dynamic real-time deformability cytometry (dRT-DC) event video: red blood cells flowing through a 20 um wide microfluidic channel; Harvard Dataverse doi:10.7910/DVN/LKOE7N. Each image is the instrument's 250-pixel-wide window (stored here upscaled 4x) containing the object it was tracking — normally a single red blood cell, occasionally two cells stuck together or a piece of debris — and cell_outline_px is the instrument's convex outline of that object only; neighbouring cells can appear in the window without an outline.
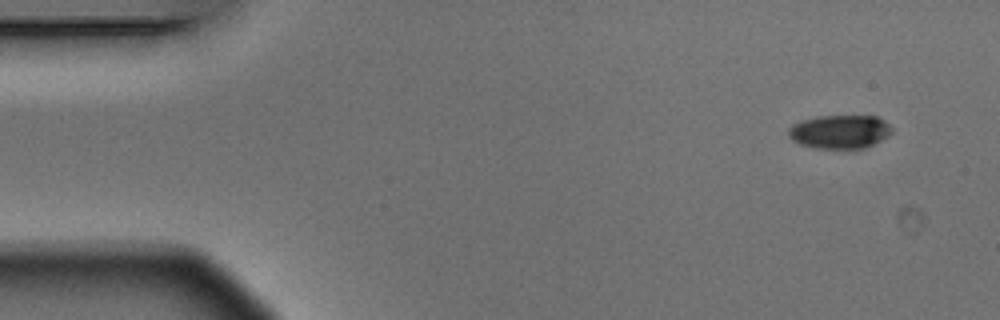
{"species": "Egyptian fruit bat (a non-hibernating species)", "species_latin": "Rousettus aegyptiacus", "temperature_condition": "warm", "stored_images_in_passage": 5, "camera_frame_rate_fps": 3000, "um_per_image_px": 0.085, "animal": {"sex": "male"}, "frame": {"image": 1, "passage_image": 1, "time_ms": 0.0, "image_size_px": [1000, 320], "cell_outline_px": [[892, 132], [888, 136], [864, 148], [816, 148], [800, 144], [792, 140], [788, 136], [788, 128], [792, 124], [800, 120], [820, 116], [876, 116], [884, 120], [892, 128]], "centroid_in_image_um": [71.35, 11.19], "position_along_channel_um": 13.6, "area_um2": 20.23}}
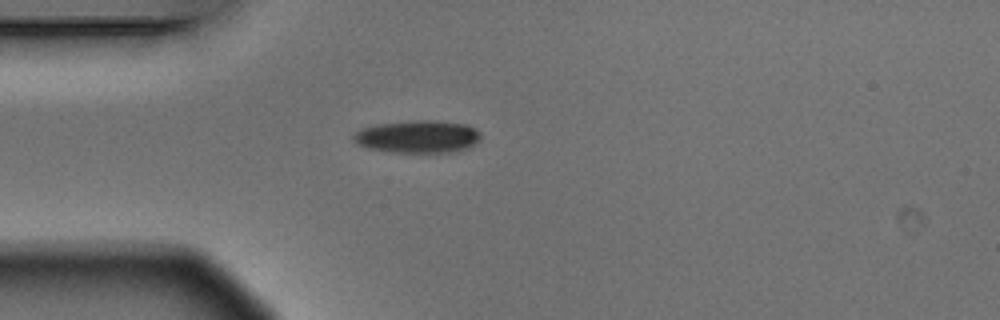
{"frame": {"image": 2, "passage_image": 4, "time_ms": 1.0, "image_size_px": [1000, 320], "cell_outline_px": [[480, 140], [476, 144], [468, 148], [456, 152], [392, 152], [372, 148], [356, 144], [352, 140], [352, 136], [360, 128], [380, 124], [416, 120], [432, 120], [464, 124], [480, 132]], "centroid_in_image_um": [35.52, 11.62], "position_along_channel_um": 49.5, "area_um2": 24.04}}